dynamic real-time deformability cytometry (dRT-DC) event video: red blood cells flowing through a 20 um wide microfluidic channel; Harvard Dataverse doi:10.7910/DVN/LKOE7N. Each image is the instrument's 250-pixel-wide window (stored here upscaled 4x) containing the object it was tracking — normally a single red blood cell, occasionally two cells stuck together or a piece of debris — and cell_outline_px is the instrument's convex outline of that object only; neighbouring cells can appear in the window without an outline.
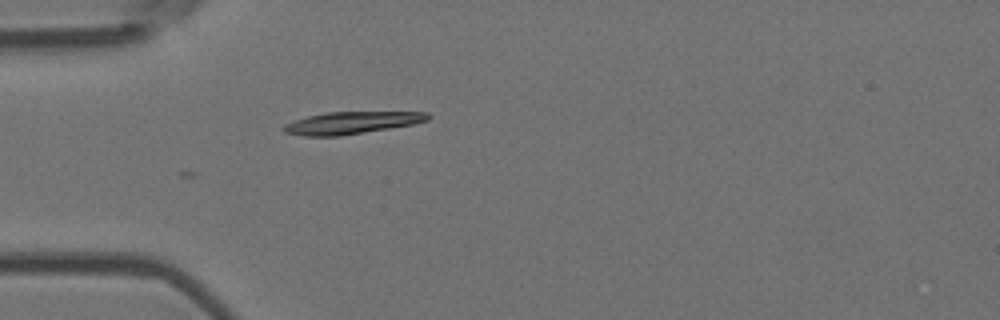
{"species": "Egyptian fruit bat (a non-hibernating species)", "species_latin": "Rousettus aegyptiacus", "temperature_condition": "room temperature", "stored_images_in_passage": 6, "camera_frame_rate_fps": 3000, "um_per_image_px": 0.085, "animal": {"sex": "female"}, "frame": {"image": 1, "passage_image": 6, "time_ms": 1.667, "image_size_px": [1000, 320], "cell_outline_px": [[432, 116], [428, 120], [412, 124], [340, 136], [304, 136], [284, 132], [280, 128], [284, 124], [308, 116], [328, 112], [428, 112]], "centroid_in_image_um": [29.86, 10.44], "position_along_channel_um": 55.1, "area_um2": 18.5}}